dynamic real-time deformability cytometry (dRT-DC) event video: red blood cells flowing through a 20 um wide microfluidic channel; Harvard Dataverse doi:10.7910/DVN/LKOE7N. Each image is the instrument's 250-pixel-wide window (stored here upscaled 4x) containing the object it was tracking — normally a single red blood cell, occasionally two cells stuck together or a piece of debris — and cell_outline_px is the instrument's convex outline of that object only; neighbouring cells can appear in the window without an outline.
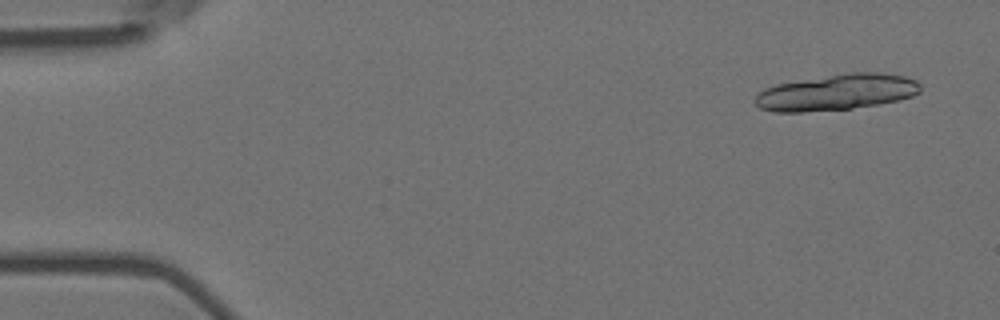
{"species": "Egyptian fruit bat (a non-hibernating species)", "species_latin": "Rousettus aegyptiacus", "temperature_condition": "room temperature", "stored_images_in_passage": 6, "camera_frame_rate_fps": 3000, "um_per_image_px": 0.085, "animal": {"sex": "female"}, "frame": {"image": 1, "passage_image": 1, "time_ms": 0.0, "image_size_px": [1000, 320], "cell_outline_px": [[920, 92], [912, 96], [900, 100], [852, 108], [804, 112], [776, 112], [760, 108], [752, 100], [764, 88], [776, 84], [848, 72], [880, 72], [904, 76], [916, 80], [920, 84]], "centroid_in_image_um": [71.11, 7.84], "position_along_channel_um": 13.9, "area_um2": 34.74}}